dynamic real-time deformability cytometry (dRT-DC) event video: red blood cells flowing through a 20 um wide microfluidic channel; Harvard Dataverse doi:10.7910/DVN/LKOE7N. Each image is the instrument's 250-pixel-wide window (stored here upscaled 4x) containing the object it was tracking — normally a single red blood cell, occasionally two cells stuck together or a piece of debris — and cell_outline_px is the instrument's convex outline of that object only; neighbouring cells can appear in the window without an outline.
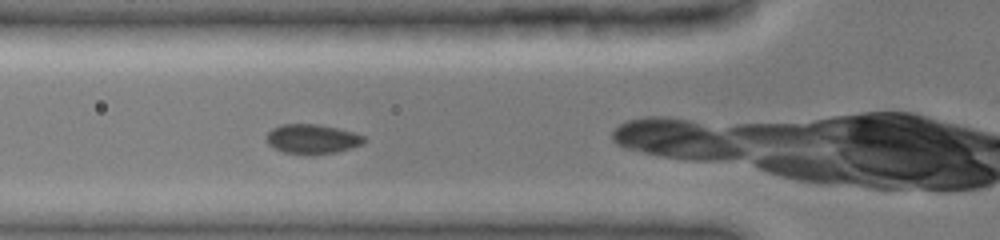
{"species": "common noctule bat (a hibernating species)", "species_latin": "Nyctalus noctula", "temperature_condition": "cold", "stored_images_in_passage": 3, "camera_frame_rate_fps": 3000, "um_per_image_px": 0.085, "animal": {"sex": "female", "body_mass_g": 19.0, "forearm_length_mm": 51.5}, "frame": {"image": 1, "passage_image": 3, "time_ms": 1.0, "image_size_px": [1000, 240], "cell_outline_px": [[368, 140], [364, 144], [336, 152], [284, 152], [272, 148], [268, 144], [264, 136], [272, 128], [280, 124], [320, 124], [352, 132], [364, 136]], "centroid_in_image_um": [26.52, 11.77], "position_along_channel_um": 99.3, "area_um2": 16.47}}